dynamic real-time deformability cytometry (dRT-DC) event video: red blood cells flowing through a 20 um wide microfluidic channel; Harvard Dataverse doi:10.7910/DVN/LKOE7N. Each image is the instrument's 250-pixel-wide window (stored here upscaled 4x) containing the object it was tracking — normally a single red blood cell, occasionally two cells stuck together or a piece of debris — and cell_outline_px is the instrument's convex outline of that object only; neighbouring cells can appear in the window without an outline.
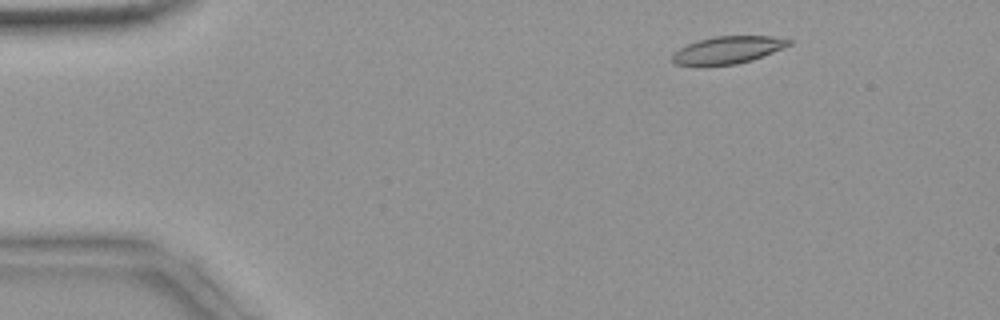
{"species": "common noctule bat (a hibernating species)", "species_latin": "Nyctalus noctula", "temperature_condition": "warm", "stored_images_in_passage": 13, "camera_frame_rate_fps": 3000, "um_per_image_px": 0.085, "animal": {"sex": "female", "body_mass_g": 18.4}, "frame": {"image": 1, "passage_image": 4, "time_ms": 1.0, "image_size_px": [1000, 320], "cell_outline_px": [[792, 44], [752, 60], [736, 64], [708, 68], [696, 68], [676, 64], [672, 60], [672, 52], [688, 44], [700, 40], [716, 36], [772, 36], [792, 40]], "centroid_in_image_um": [61.78, 4.3], "position_along_channel_um": 23.2, "area_um2": 19.13}}